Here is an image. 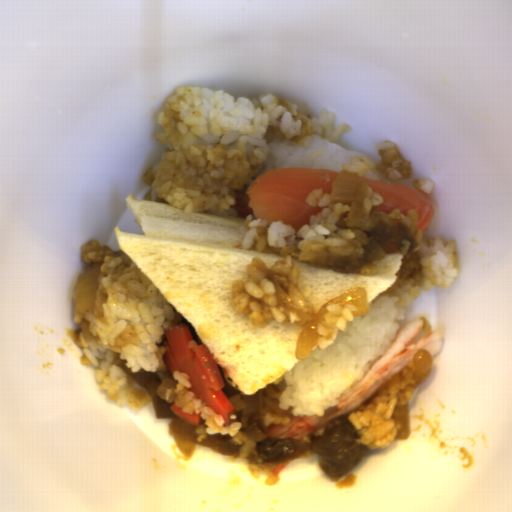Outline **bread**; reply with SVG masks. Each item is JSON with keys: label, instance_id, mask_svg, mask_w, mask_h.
Returning a JSON list of instances; mask_svg holds the SVG:
<instances>
[{"label": "bread", "instance_id": "bread-1", "mask_svg": "<svg viewBox=\"0 0 512 512\" xmlns=\"http://www.w3.org/2000/svg\"><path fill=\"white\" fill-rule=\"evenodd\" d=\"M146 236L115 227L118 251L130 257L153 286L194 328L214 357L220 376L237 392L256 394L296 367L304 326L273 321L260 327L239 315L233 284L249 279L258 258L269 268L279 252L241 247L246 218L192 212L128 194Z\"/></svg>", "mask_w": 512, "mask_h": 512}, {"label": "bread", "instance_id": "bread-2", "mask_svg": "<svg viewBox=\"0 0 512 512\" xmlns=\"http://www.w3.org/2000/svg\"><path fill=\"white\" fill-rule=\"evenodd\" d=\"M402 259V253H396L377 260L388 265L390 270L376 274L335 272L331 268L302 262L296 258L293 265L299 270L300 291L312 305L316 315L324 304L354 287L364 288L368 304L383 292H388L387 289L398 278L396 273L401 269Z\"/></svg>", "mask_w": 512, "mask_h": 512}]
</instances>
